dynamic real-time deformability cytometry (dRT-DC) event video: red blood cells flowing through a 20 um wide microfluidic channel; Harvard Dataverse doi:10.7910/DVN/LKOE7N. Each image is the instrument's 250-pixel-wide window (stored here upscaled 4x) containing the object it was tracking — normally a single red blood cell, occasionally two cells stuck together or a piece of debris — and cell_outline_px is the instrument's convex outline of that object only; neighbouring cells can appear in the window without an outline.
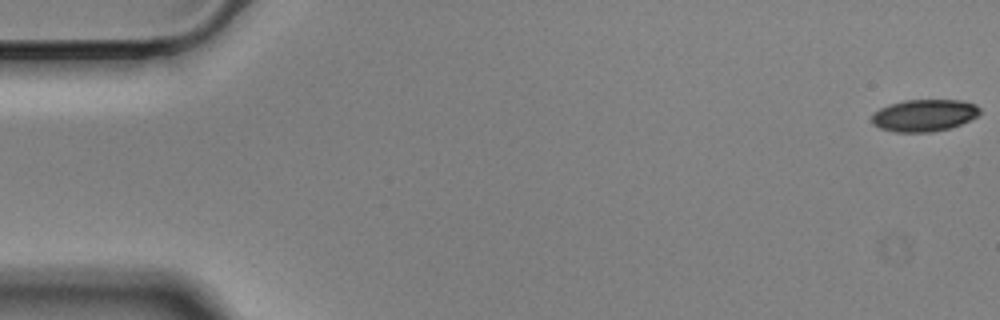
{"species": "Egyptian fruit bat (a non-hibernating species)", "species_latin": "Rousettus aegyptiacus", "temperature_condition": "cold", "stored_images_in_passage": 58, "camera_frame_rate_fps": 3000, "um_per_image_px": 0.085, "animal": {"sex": "male"}, "frame": {"image": 1, "passage_image": 1, "time_ms": 0.0, "image_size_px": [1000, 320], "cell_outline_px": [[980, 112], [976, 116], [960, 124], [948, 128], [932, 132], [896, 132], [880, 128], [872, 124], [872, 116], [880, 108], [888, 104], [904, 100], [960, 100], [976, 104], [980, 108]], "centroid_in_image_um": [78.54, 9.8], "position_along_channel_um": 6.5, "area_um2": 20.06}}
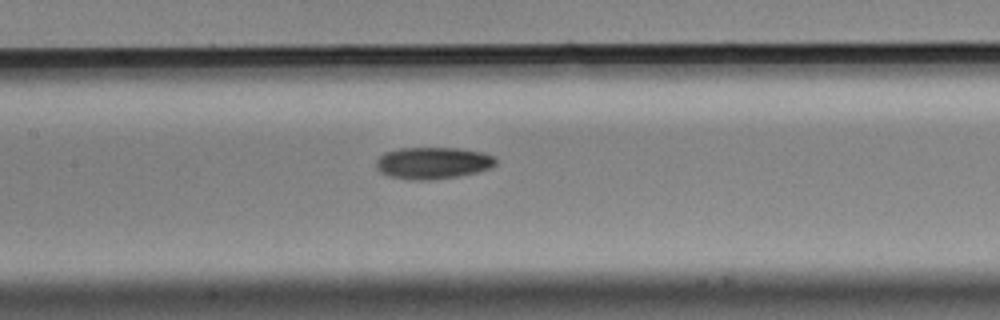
{"frame": {"image": 2, "passage_image": 27, "time_ms": 8.667, "image_size_px": [1000, 320], "cell_outline_px": [[496, 164], [492, 168], [476, 172], [456, 176], [428, 180], [412, 180], [388, 176], [380, 172], [376, 168], [376, 160], [384, 152], [400, 148], [456, 148], [480, 152], [492, 156], [496, 160]], "centroid_in_image_um": [36.75, 13.85], "position_along_channel_um": 170.7, "area_um2": 22.08}}
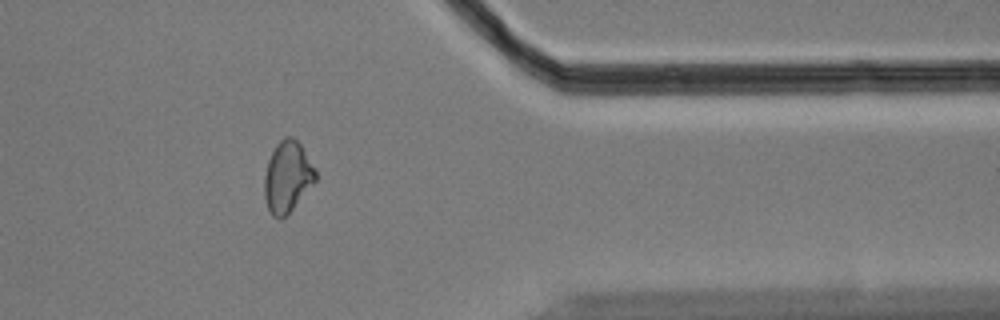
{"frame": {"image": 3, "passage_image": 47, "time_ms": 15.333, "image_size_px": [1000, 320], "cell_outline_px": [[316, 180], [292, 208], [280, 220], [272, 216], [268, 208], [264, 196], [264, 176], [268, 160], [276, 144], [284, 136], [292, 136], [300, 144], [316, 172]], "centroid_in_image_um": [24.4, 15.02], "position_along_channel_um": 387.0, "area_um2": 20.81}, "authors_computed_cell_mechanics": {"area_um2": 21.2993, "velocity_mm_per_s": 3.495, "shape_relaxation_time_tau1_ms": 5.855, "shape_relaxation_time_tau2_ms": null, "deformation_change_tau1": 0.126, "deformation_change_tau2": null}}